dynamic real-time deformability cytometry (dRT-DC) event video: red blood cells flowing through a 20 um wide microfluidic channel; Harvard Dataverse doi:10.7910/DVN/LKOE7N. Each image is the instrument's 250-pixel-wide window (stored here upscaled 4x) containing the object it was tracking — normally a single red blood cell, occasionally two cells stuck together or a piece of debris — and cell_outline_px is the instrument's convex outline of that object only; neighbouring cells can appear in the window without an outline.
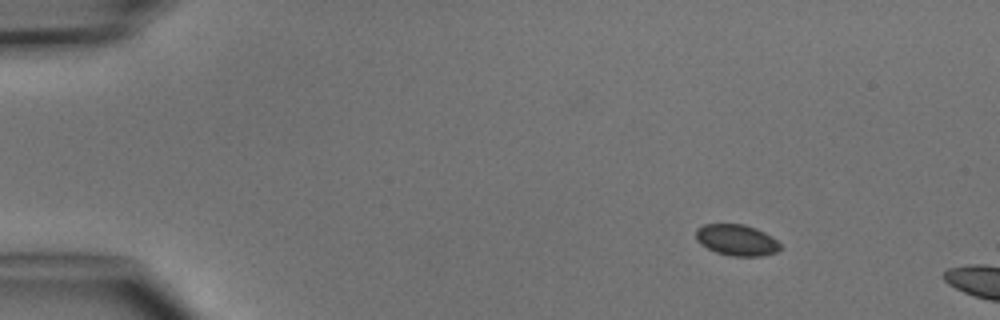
{"species": "common noctule bat (a hibernating species)", "species_latin": "Nyctalus noctula", "temperature_condition": "cold", "stored_images_in_passage": 4, "camera_frame_rate_fps": 3000, "um_per_image_px": 0.085, "animal": {"sex": "male", "body_mass_g": 15.6}, "frame": {"image": 1, "passage_image": 1, "time_ms": 0.0, "image_size_px": [1000, 320], "cell_outline_px": [[780, 248], [776, 252], [760, 256], [732, 256], [716, 252], [700, 244], [696, 240], [696, 228], [704, 224], [744, 224], [756, 228], [772, 236], [780, 244]], "centroid_in_image_um": [62.6, 20.39], "position_along_channel_um": 22.4, "area_um2": 15.32}}